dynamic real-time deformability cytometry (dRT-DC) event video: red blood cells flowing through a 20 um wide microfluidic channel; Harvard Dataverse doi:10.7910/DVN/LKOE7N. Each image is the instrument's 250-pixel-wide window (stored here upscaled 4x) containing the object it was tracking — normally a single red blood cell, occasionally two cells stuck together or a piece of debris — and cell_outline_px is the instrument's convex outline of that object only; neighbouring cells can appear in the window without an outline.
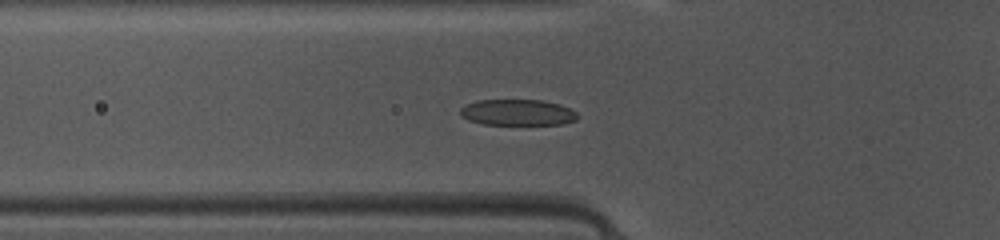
{"species": "common noctule bat (a hibernating species)", "species_latin": "Nyctalus noctula", "temperature_condition": "warm", "stored_images_in_passage": 30, "camera_frame_rate_fps": 3000, "um_per_image_px": 0.085, "animal": {"sex": "female", "body_mass_g": 10.0, "forearm_length_mm": 53.1}, "frame": {"image": 1, "passage_image": 3, "time_ms": 0.667, "image_size_px": [1000, 240], "cell_outline_px": [[580, 116], [576, 120], [564, 124], [484, 124], [468, 120], [460, 116], [460, 108], [464, 104], [476, 100], [540, 100], [560, 104], [576, 112]], "centroid_in_image_um": [43.97, 9.55], "position_along_channel_um": 81.8, "area_um2": 17.92}}
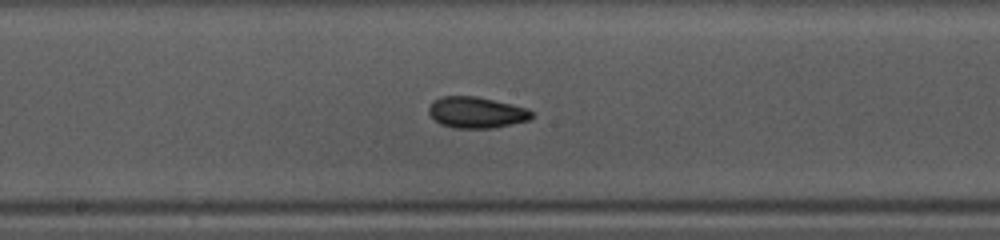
{"frame": {"image": 2, "passage_image": 12, "time_ms": 3.667, "image_size_px": [1000, 240], "cell_outline_px": [[532, 116], [528, 120], [512, 124], [492, 128], [452, 128], [440, 124], [428, 112], [428, 108], [432, 100], [440, 96], [476, 96], [512, 104], [528, 108], [532, 112]], "centroid_in_image_um": [40.46, 9.55], "position_along_channel_um": 207.7, "area_um2": 18.79}}
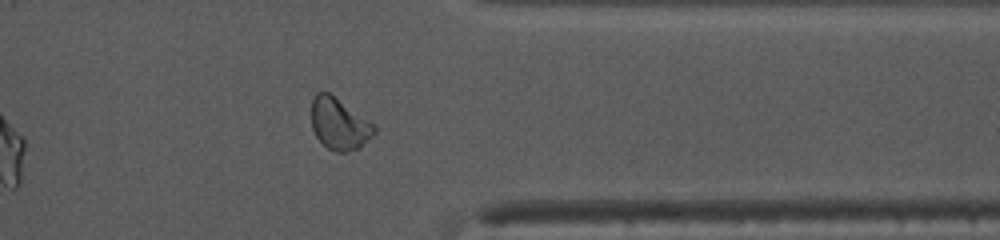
{"frame": {"image": 3, "passage_image": 25, "time_ms": 8.0, "image_size_px": [1000, 240], "cell_outline_px": [[376, 132], [360, 148], [344, 152], [336, 152], [328, 148], [316, 136], [312, 128], [312, 100], [316, 92], [328, 92], [372, 124], [376, 128]], "centroid_in_image_um": [28.81, 10.55], "position_along_channel_um": 382.6, "area_um2": 18.38}, "authors_computed_cell_mechanics": {"area_um2": 18.4671, "velocity_mm_per_s": 4.1523, "shape_relaxation_time_tau1_ms": 1.91, "shape_relaxation_time_tau2_ms": 1.2027, "deformation_change_tau1": 0.1086, "deformation_change_tau2": 0.0632}}